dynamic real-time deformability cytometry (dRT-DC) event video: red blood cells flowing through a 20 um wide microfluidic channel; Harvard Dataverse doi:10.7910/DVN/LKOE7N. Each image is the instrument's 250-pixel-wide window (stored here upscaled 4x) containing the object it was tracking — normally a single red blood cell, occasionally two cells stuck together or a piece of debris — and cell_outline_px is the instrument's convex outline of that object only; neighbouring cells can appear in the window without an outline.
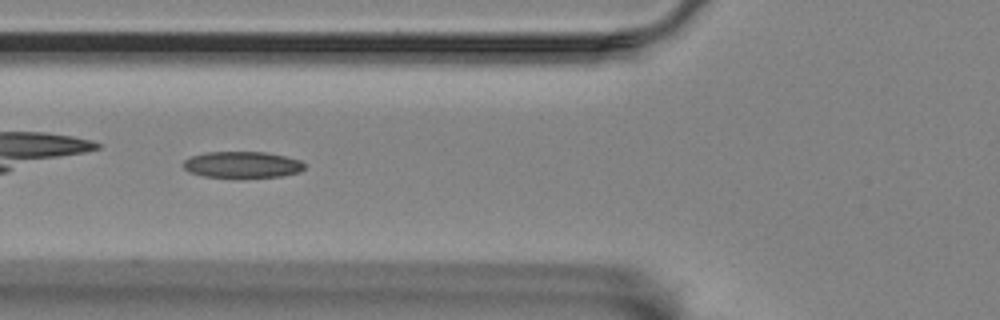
{"species": "Egyptian fruit bat (a non-hibernating species)", "species_latin": "Rousettus aegyptiacus", "temperature_condition": "room temperature", "stored_images_in_passage": 38, "camera_frame_rate_fps": 3000, "um_per_image_px": 0.085, "animal": {"sex": "female"}, "frame": {"image": 1, "passage_image": 6, "time_ms": 1.667, "image_size_px": [1000, 320], "cell_outline_px": [[304, 168], [300, 172], [280, 176], [236, 180], [204, 176], [188, 172], [184, 168], [184, 160], [192, 156], [208, 152], [264, 152], [284, 156], [300, 160], [304, 164]], "centroid_in_image_um": [20.58, 14.04], "position_along_channel_um": 105.2, "area_um2": 19.19}}
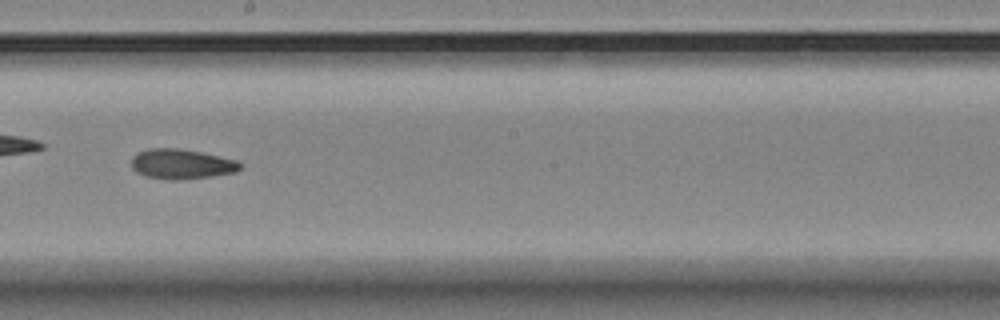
{"frame": {"image": 2, "passage_image": 17, "time_ms": 5.333, "image_size_px": [1000, 320], "cell_outline_px": [[244, 164], [236, 172], [212, 176], [180, 180], [172, 180], [148, 176], [136, 172], [132, 168], [132, 156], [148, 148], [176, 148], [200, 152], [236, 160]], "centroid_in_image_um": [15.44, 13.94], "position_along_channel_um": 232.8, "area_um2": 18.84}, "authors_computed_cell_mechanics": {"area_um2": 18.4382, "velocity_mm_per_s": 3.4687, "shape_relaxation_time_tau1_ms": null, "shape_relaxation_time_tau2_ms": 5.0357, "deformation_change_tau1": null, "deformation_change_tau2": 0.1265}}